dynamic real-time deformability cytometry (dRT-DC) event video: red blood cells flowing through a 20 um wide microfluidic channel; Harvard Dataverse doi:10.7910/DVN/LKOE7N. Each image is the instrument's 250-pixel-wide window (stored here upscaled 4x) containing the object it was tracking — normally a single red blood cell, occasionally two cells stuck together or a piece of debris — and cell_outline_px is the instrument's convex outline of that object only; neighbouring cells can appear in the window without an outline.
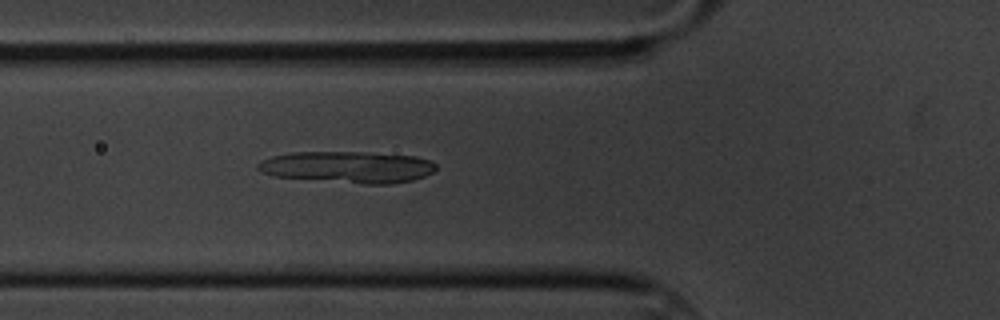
{"species": "common noctule bat (a hibernating species)", "species_latin": "Nyctalus noctula", "temperature_condition": "cold", "stored_images_in_passage": 59, "camera_frame_rate_fps": 3000, "um_per_image_px": 0.085, "animal": {"sex": "male", "body_mass_g": 20.1, "forearm_length_mm": 53.5}, "frame": {"image": 1, "passage_image": 21, "time_ms": 6.667, "image_size_px": [1000, 320], "cell_outline_px": [[436, 168], [432, 172], [424, 176], [412, 180], [388, 184], [364, 184], [272, 176], [260, 172], [256, 168], [256, 164], [260, 160], [272, 156], [292, 152], [364, 152], [416, 156], [432, 160], [436, 164]], "centroid_in_image_um": [29.53, 14.19], "position_along_channel_um": 96.3, "area_um2": 33.0}}
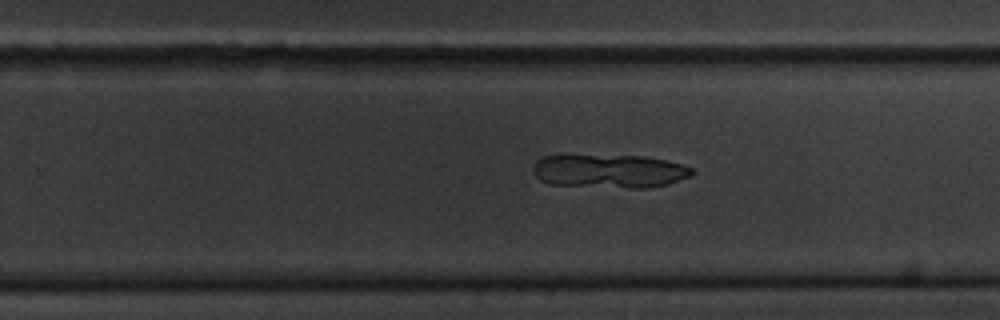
{"frame": {"image": 2, "passage_image": 37, "time_ms": 12.0, "image_size_px": [1000, 320], "cell_outline_px": [[696, 172], [692, 176], [668, 184], [648, 188], [628, 188], [548, 184], [540, 180], [532, 172], [532, 168], [536, 160], [544, 156], [640, 156], [664, 160], [680, 164], [692, 168]], "centroid_in_image_um": [51.81, 14.56], "position_along_channel_um": 278.0, "area_um2": 30.98}}
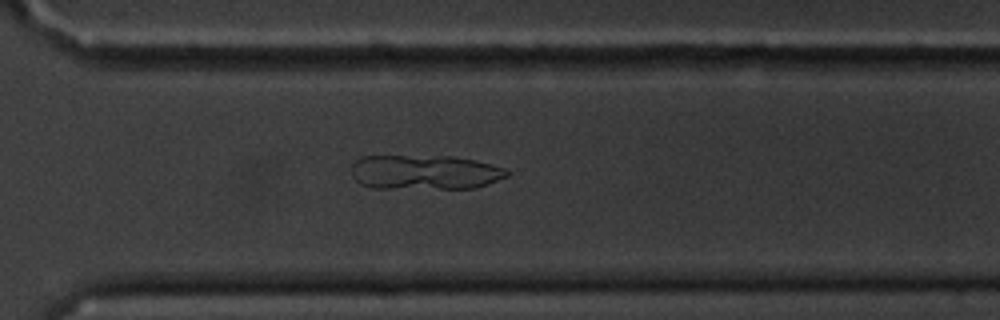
{"frame": {"image": 3, "passage_image": 42, "time_ms": 13.667, "image_size_px": [1000, 320], "cell_outline_px": [[512, 172], [508, 176], [488, 184], [476, 188], [372, 188], [360, 184], [352, 176], [352, 164], [360, 156], [452, 156], [476, 160], [504, 168]], "centroid_in_image_um": [36.11, 14.64], "position_along_channel_um": 334.5, "area_um2": 31.62}}